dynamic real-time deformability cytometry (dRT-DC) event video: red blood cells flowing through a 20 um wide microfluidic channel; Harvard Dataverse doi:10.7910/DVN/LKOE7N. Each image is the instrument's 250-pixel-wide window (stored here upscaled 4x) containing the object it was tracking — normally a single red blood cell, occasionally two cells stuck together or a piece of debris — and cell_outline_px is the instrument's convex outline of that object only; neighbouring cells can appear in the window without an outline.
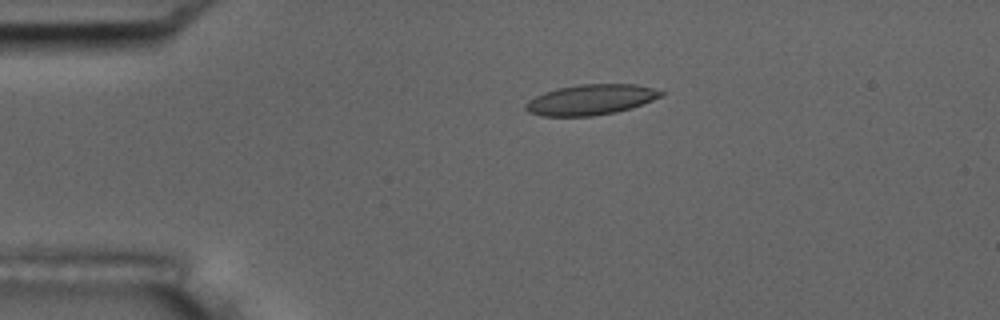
{"species": "common noctule bat (a hibernating species)", "species_latin": "Nyctalus noctula", "temperature_condition": "room temperature", "stored_images_in_passage": 56, "camera_frame_rate_fps": 3000, "um_per_image_px": 0.085, "animal": {"sex": "male", "body_mass_g": 17.5, "forearm_length_mm": 52.3}, "frame": {"image": 1, "passage_image": 12, "time_ms": 3.667, "image_size_px": [1000, 320], "cell_outline_px": [[664, 96], [632, 108], [616, 112], [592, 116], [540, 116], [528, 112], [524, 108], [524, 104], [528, 100], [544, 92], [560, 88], [580, 84], [636, 84], [652, 88], [664, 92]], "centroid_in_image_um": [50.22, 8.48], "position_along_channel_um": 34.8, "area_um2": 24.1}}
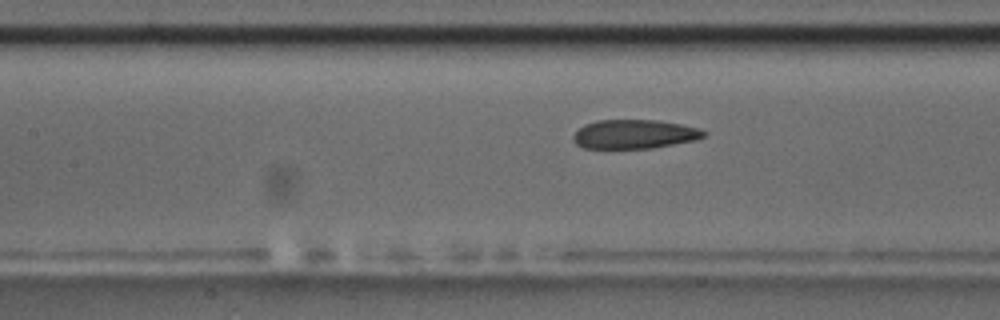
{"frame": {"image": 2, "passage_image": 25, "time_ms": 8.0, "image_size_px": [1000, 320], "cell_outline_px": [[708, 132], [704, 136], [696, 140], [652, 148], [584, 148], [576, 144], [572, 140], [572, 136], [584, 124], [596, 120], [660, 120], [700, 128]], "centroid_in_image_um": [53.93, 11.4], "position_along_channel_um": 153.5, "area_um2": 22.2}}
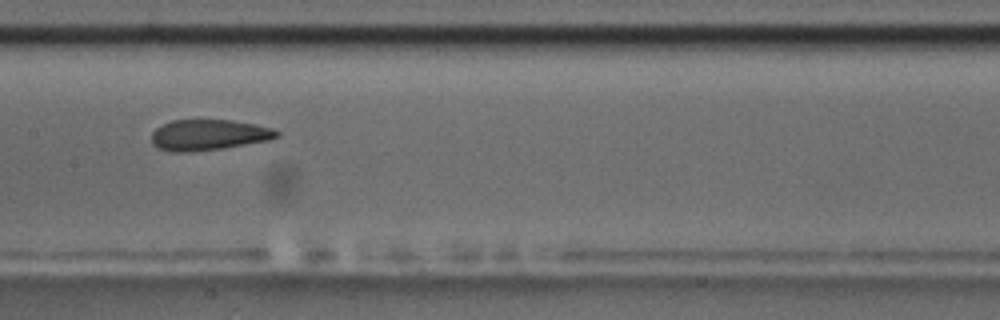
{"frame": {"image": 3, "passage_image": 28, "time_ms": 9.0, "image_size_px": [1000, 320], "cell_outline_px": [[280, 136], [268, 140], [220, 148], [188, 152], [172, 152], [160, 148], [152, 144], [152, 132], [156, 128], [172, 120], [232, 120], [272, 128], [280, 132]], "centroid_in_image_um": [17.72, 11.46], "position_along_channel_um": 189.7, "area_um2": 22.14}, "authors_computed_cell_mechanics": {"area_um2": 23.4379, "velocity_mm_per_s": 3.6455, "shape_relaxation_time_tau1_ms": 8.4957, "shape_relaxation_time_tau2_ms": 1.9786, "deformation_change_tau1": 0.1708, "deformation_change_tau2": 0.0884}}